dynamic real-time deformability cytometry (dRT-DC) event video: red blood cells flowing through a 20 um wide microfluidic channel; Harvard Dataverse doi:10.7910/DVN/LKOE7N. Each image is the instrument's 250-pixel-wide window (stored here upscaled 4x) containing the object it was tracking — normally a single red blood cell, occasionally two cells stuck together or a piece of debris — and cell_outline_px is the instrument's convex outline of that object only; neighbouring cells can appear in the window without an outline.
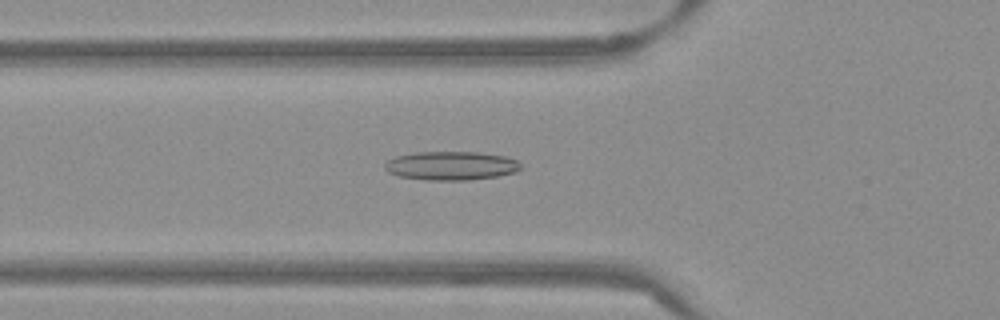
{"species": "Egyptian fruit bat (a non-hibernating species)", "species_latin": "Rousettus aegyptiacus", "temperature_condition": "warm", "stored_images_in_passage": 38, "camera_frame_rate_fps": 3000, "um_per_image_px": 0.085, "frame": {"image": 1, "passage_image": 4, "time_ms": 1.0, "image_size_px": [1000, 320], "cell_outline_px": [[520, 168], [516, 172], [496, 176], [468, 180], [424, 180], [400, 176], [388, 172], [384, 168], [384, 164], [388, 160], [396, 156], [416, 152], [476, 152], [504, 156], [516, 160], [520, 164]], "centroid_in_image_um": [38.31, 14.09], "position_along_channel_um": 87.5, "area_um2": 22.66}}
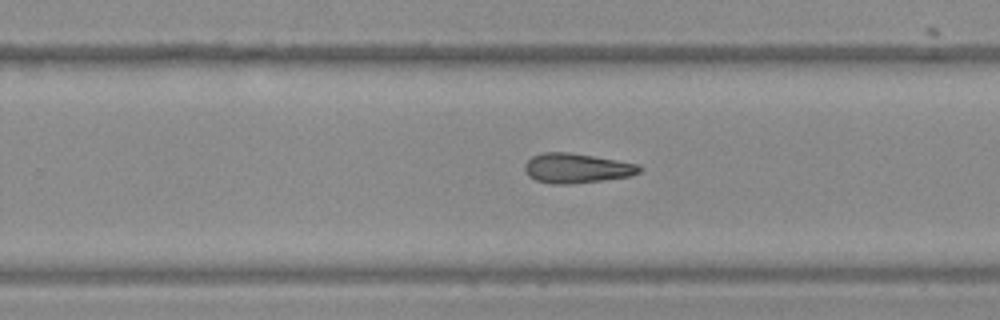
{"frame": {"image": 2, "passage_image": 19, "time_ms": 6.0, "image_size_px": [1000, 320], "cell_outline_px": [[644, 168], [640, 172], [632, 176], [604, 180], [572, 184], [552, 184], [536, 180], [528, 176], [524, 168], [524, 164], [532, 156], [540, 152], [568, 152], [640, 164]], "centroid_in_image_um": [49.03, 14.3], "position_along_channel_um": 280.8, "area_um2": 20.06}}
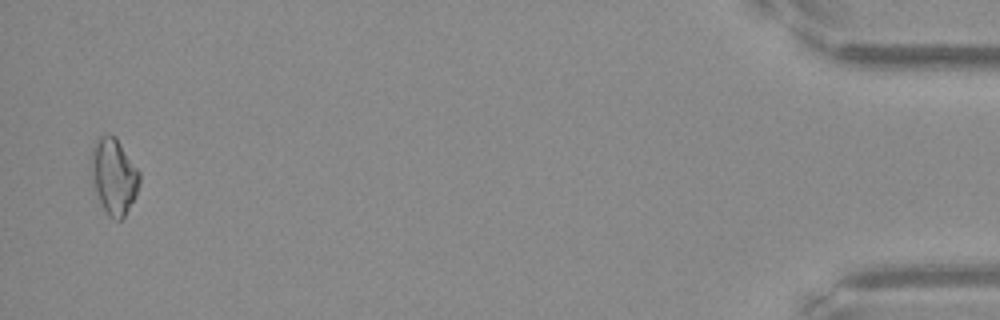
{"frame": {"image": 3, "passage_image": 37, "time_ms": 12.0, "image_size_px": [1000, 320], "cell_outline_px": [[140, 184], [136, 196], [124, 216], [120, 220], [116, 220], [108, 216], [100, 200], [92, 180], [92, 148], [96, 140], [100, 136], [116, 136], [140, 172]], "centroid_in_image_um": [9.71, 14.98], "position_along_channel_um": 425.5, "area_um2": 21.04}}